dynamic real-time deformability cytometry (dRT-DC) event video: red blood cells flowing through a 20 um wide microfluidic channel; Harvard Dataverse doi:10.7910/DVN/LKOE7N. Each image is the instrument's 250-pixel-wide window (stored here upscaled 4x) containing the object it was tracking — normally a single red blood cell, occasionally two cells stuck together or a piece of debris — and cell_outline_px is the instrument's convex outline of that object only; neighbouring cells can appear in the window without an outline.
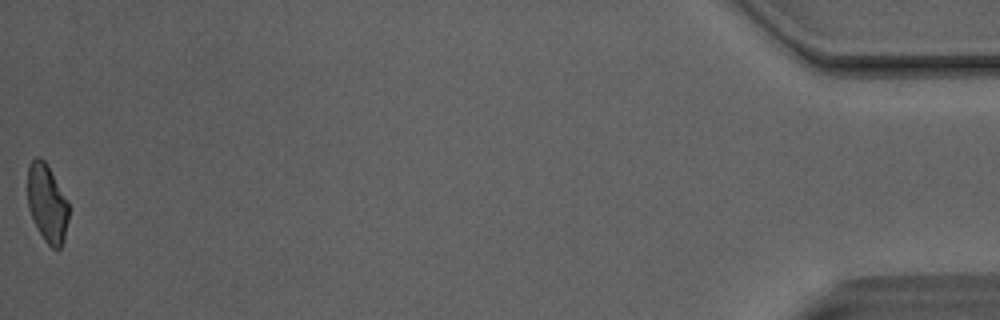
{"species": "Egyptian fruit bat (a non-hibernating species)", "species_latin": "Rousettus aegyptiacus", "temperature_condition": "room temperature", "stored_images_in_passage": 44, "camera_frame_rate_fps": 3000, "um_per_image_px": 0.085, "animal": {"sex": "male"}, "frame": {"image": 1, "passage_image": 44, "time_ms": 14.333, "image_size_px": [1000, 320], "cell_outline_px": [[68, 220], [64, 240], [60, 248], [52, 248], [44, 240], [28, 208], [28, 164], [36, 156], [40, 156], [48, 164], [68, 200]], "centroid_in_image_um": [4.01, 17.23], "position_along_channel_um": 431.2, "area_um2": 18.73}, "authors_computed_cell_mechanics": {"area_um2": 20.4612, "velocity_mm_per_s": 4.133, "shape_relaxation_time_tau1_ms": 5.7006, "shape_relaxation_time_tau2_ms": 2.0507, "deformation_change_tau1": 0.1315, "deformation_change_tau2": 0.0792}}